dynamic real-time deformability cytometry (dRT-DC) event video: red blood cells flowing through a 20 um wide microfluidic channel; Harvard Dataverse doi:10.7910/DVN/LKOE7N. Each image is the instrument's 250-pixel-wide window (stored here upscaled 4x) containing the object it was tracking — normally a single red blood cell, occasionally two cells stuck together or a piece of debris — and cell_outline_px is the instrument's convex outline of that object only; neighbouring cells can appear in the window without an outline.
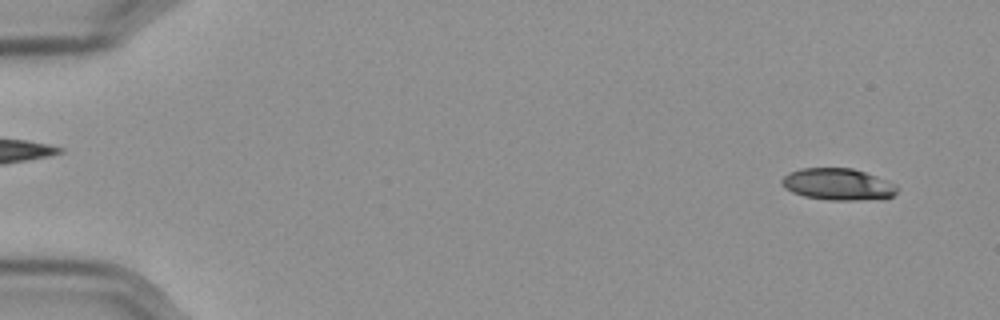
{"species": "Egyptian fruit bat (a non-hibernating species)", "species_latin": "Rousettus aegyptiacus", "temperature_condition": "cold", "stored_images_in_passage": 56, "camera_frame_rate_fps": 3000, "um_per_image_px": 0.085, "frame": {"image": 1, "passage_image": 3, "time_ms": 0.667, "image_size_px": [1000, 320], "cell_outline_px": [[896, 192], [892, 196], [884, 200], [828, 200], [804, 196], [792, 192], [784, 188], [780, 184], [780, 180], [788, 172], [800, 168], [852, 168], [876, 176], [896, 184]], "centroid_in_image_um": [71.2, 15.67], "position_along_channel_um": 13.8, "area_um2": 21.62}}
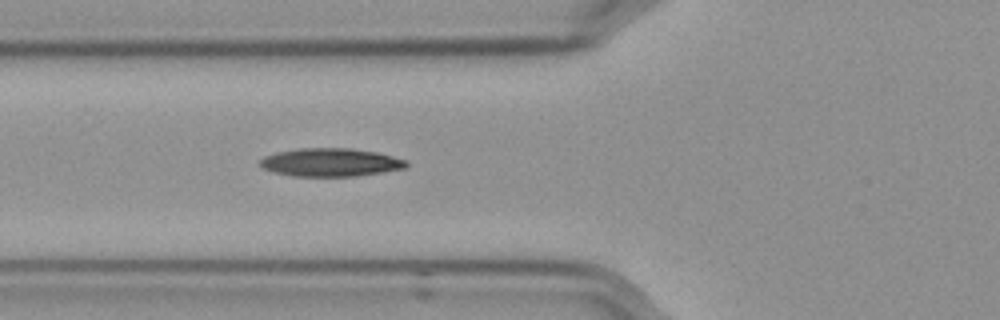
{"frame": {"image": 2, "passage_image": 21, "time_ms": 6.667, "image_size_px": [1000, 320], "cell_outline_px": [[408, 164], [404, 168], [384, 172], [356, 176], [292, 176], [276, 172], [264, 168], [260, 164], [260, 160], [264, 156], [276, 152], [300, 148], [352, 148], [376, 152], [392, 156], [404, 160]], "centroid_in_image_um": [28.09, 13.79], "position_along_channel_um": 97.7, "area_um2": 23.87}}
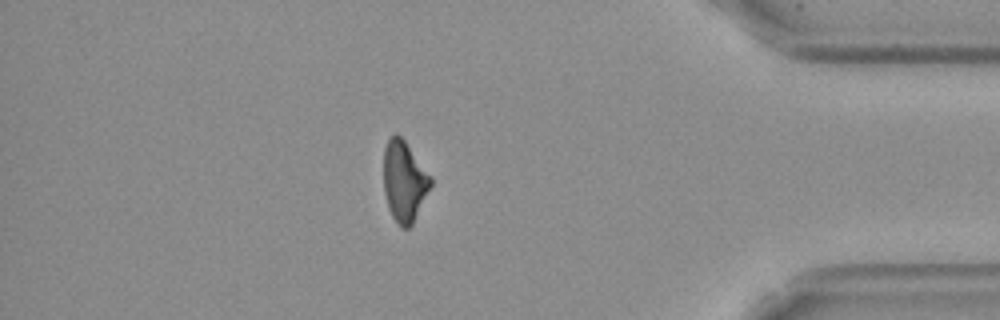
{"frame": {"image": 3, "passage_image": 49, "time_ms": 16.0, "image_size_px": [1000, 320], "cell_outline_px": [[432, 184], [412, 224], [408, 228], [400, 228], [392, 216], [388, 208], [384, 192], [384, 148], [388, 140], [392, 136], [400, 136], [404, 140], [432, 176]], "centroid_in_image_um": [34.36, 15.44], "position_along_channel_um": 400.8, "area_um2": 21.96}, "authors_computed_cell_mechanics": {"area_um2": 22.8888, "velocity_mm_per_s": 3.5924, "shape_relaxation_time_tau1_ms": 6.4661, "shape_relaxation_time_tau2_ms": null, "deformation_change_tau1": 0.1474, "deformation_change_tau2": null}}